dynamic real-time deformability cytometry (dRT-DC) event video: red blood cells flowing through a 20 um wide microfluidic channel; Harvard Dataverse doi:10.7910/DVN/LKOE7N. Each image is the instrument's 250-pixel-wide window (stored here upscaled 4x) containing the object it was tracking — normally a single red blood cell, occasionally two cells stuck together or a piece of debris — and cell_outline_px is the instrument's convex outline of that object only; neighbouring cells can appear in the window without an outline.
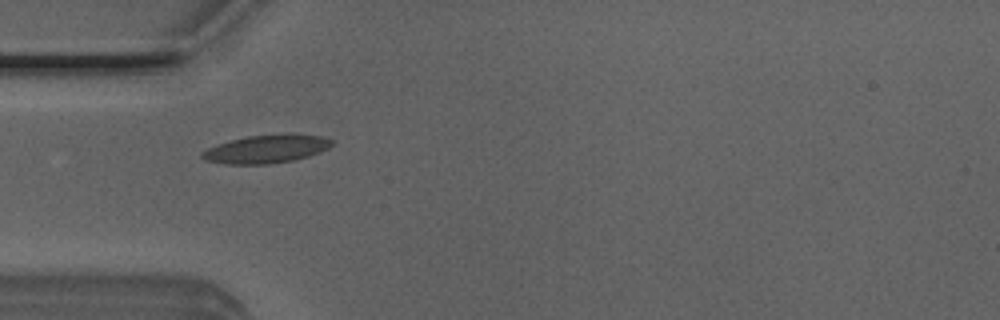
{"species": "Egyptian fruit bat (a non-hibernating species)", "species_latin": "Rousettus aegyptiacus", "temperature_condition": "room temperature", "stored_images_in_passage": 33, "camera_frame_rate_fps": 3000, "um_per_image_px": 0.085, "animal": {"sex": "male"}, "frame": {"image": 1, "passage_image": 1, "time_ms": 0.0, "image_size_px": [1000, 320], "cell_outline_px": [[332, 144], [328, 148], [320, 152], [308, 156], [292, 160], [268, 164], [224, 164], [204, 160], [200, 156], [200, 152], [208, 148], [232, 140], [248, 136], [284, 132], [288, 132], [320, 136], [332, 140]], "centroid_in_image_um": [22.64, 12.65], "position_along_channel_um": 62.4, "area_um2": 21.5}}
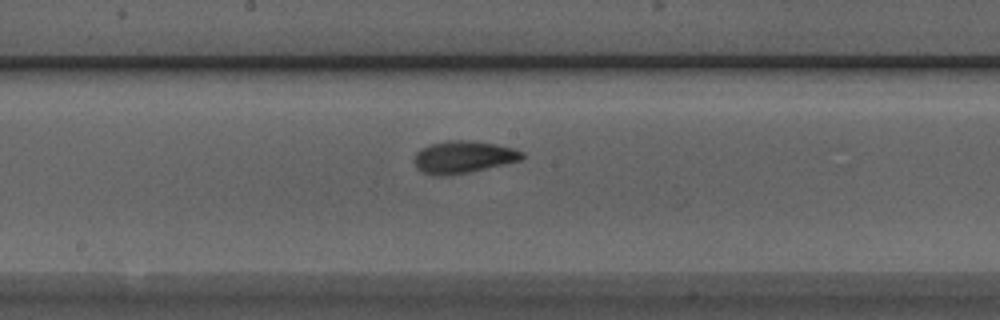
{"frame": {"image": 2, "passage_image": 12, "time_ms": 3.667, "image_size_px": [1000, 320], "cell_outline_px": [[524, 156], [520, 160], [504, 164], [468, 172], [444, 176], [436, 176], [424, 172], [416, 168], [412, 160], [416, 152], [432, 144], [444, 140], [464, 140], [496, 144], [512, 148], [524, 152]], "centroid_in_image_um": [39.34, 13.35], "position_along_channel_um": 208.9, "area_um2": 20.11}}
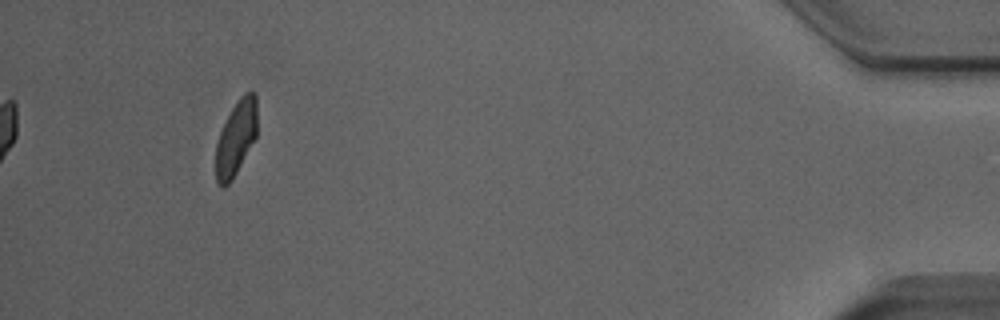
{"frame": {"image": 3, "passage_image": 33, "time_ms": 10.667, "image_size_px": [1000, 320], "cell_outline_px": [[256, 136], [232, 180], [224, 188], [220, 188], [216, 180], [216, 144], [220, 132], [232, 108], [240, 96], [244, 92], [256, 92]], "centroid_in_image_um": [20.05, 11.74], "position_along_channel_um": 415.2, "area_um2": 17.8}, "authors_computed_cell_mechanics": {"area_um2": 19.4786, "velocity_mm_per_s": 4.013, "shape_relaxation_time_tau1_ms": 3.9085, "shape_relaxation_time_tau2_ms": 0.9839, "deformation_change_tau1": 0.1277, "deformation_change_tau2": 0.0664}}